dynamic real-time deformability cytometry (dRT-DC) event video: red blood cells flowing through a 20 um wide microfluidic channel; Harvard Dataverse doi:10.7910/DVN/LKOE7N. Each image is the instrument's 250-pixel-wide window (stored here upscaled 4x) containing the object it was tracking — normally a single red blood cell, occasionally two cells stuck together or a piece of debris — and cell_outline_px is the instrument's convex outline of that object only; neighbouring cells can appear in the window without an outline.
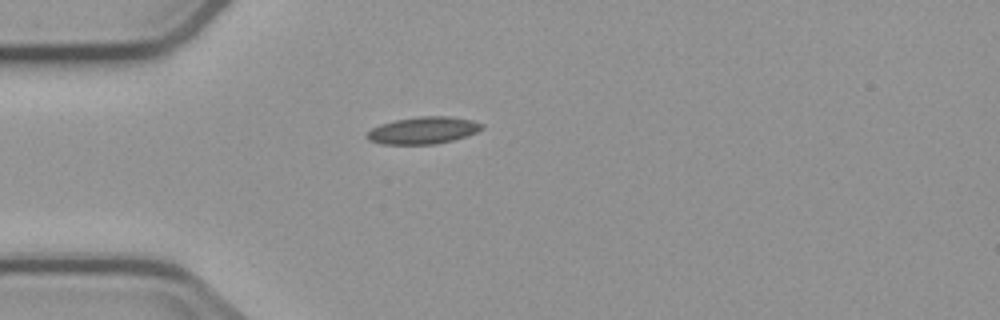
{"species": "common noctule bat (a hibernating species)", "species_latin": "Nyctalus noctula", "temperature_condition": "cold", "stored_images_in_passage": 1, "camera_frame_rate_fps": 3000, "um_per_image_px": 0.085, "animal": {"sex": "male", "body_mass_g": 23.1, "forearm_length_mm": 52.7}, "frame": {"image": 1, "passage_image": 1, "time_ms": 0.0, "image_size_px": [1000, 320], "cell_outline_px": [[484, 128], [476, 132], [452, 140], [436, 144], [380, 144], [368, 140], [364, 136], [372, 128], [380, 124], [396, 120], [424, 116], [448, 116], [472, 120], [484, 124]], "centroid_in_image_um": [35.95, 11.08], "position_along_channel_um": 49.0, "area_um2": 18.03}}